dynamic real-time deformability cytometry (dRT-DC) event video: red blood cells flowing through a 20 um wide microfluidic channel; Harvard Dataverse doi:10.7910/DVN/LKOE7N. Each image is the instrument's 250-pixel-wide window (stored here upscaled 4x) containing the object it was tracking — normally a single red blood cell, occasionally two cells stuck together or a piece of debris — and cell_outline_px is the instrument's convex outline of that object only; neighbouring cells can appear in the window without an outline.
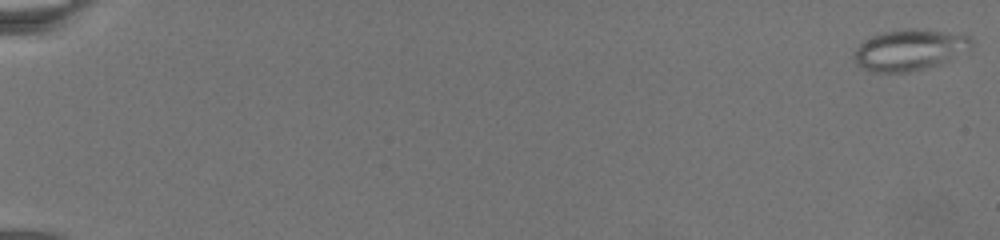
{"species": "common noctule bat (a hibernating species)", "species_latin": "Nyctalus noctula", "temperature_condition": "warm", "stored_images_in_passage": 10, "camera_frame_rate_fps": 3000, "um_per_image_px": 0.085, "animal": {"sex": "female", "body_mass_g": 19.5, "forearm_length_mm": 54.1}, "frame": {"image": 1, "passage_image": 1, "time_ms": 0.0, "image_size_px": [1000, 240], "cell_outline_px": [[976, 40], [972, 44], [920, 68], [904, 72], [876, 72], [860, 64], [852, 56], [852, 52], [864, 40], [872, 36], [884, 32], [904, 28], [912, 28], [972, 36]], "centroid_in_image_um": [77.16, 4.18], "position_along_channel_um": 7.8, "area_um2": 26.18}}